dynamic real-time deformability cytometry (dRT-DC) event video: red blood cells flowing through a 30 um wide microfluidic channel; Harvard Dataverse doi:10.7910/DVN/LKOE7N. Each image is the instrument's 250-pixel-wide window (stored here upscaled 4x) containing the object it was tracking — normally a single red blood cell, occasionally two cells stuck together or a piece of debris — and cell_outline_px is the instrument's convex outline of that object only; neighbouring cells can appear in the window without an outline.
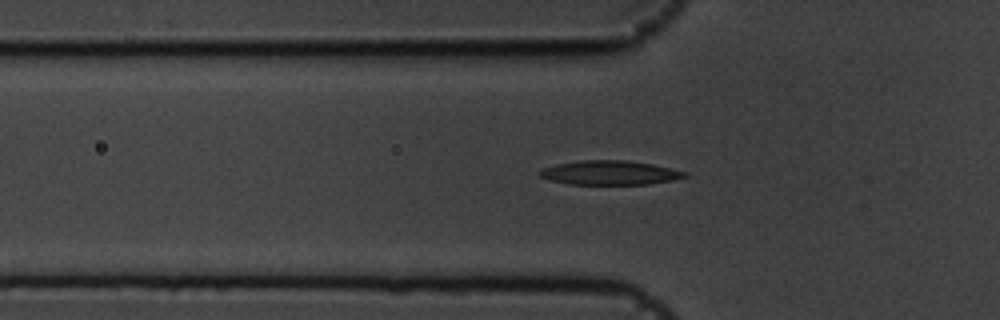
{"species": "common noctule bat (a hibernating species)", "species_latin": "Nyctalus noctula", "temperature_condition": "cold", "stored_images_in_passage": 51, "camera_frame_rate_fps": 3000, "um_per_image_px": 0.085, "animal": {"sex": "male", "body_mass_g": 19.5, "forearm_length_mm": 54.6}, "frame": {"image": 1, "passage_image": 19, "time_ms": 6.0, "image_size_px": [1000, 320], "cell_outline_px": [[688, 176], [672, 180], [648, 184], [572, 184], [548, 180], [540, 176], [536, 172], [540, 168], [556, 164], [580, 160], [628, 160], [652, 164], [688, 172]], "centroid_in_image_um": [51.79, 14.67], "position_along_channel_um": 74.0, "area_um2": 20.58}}
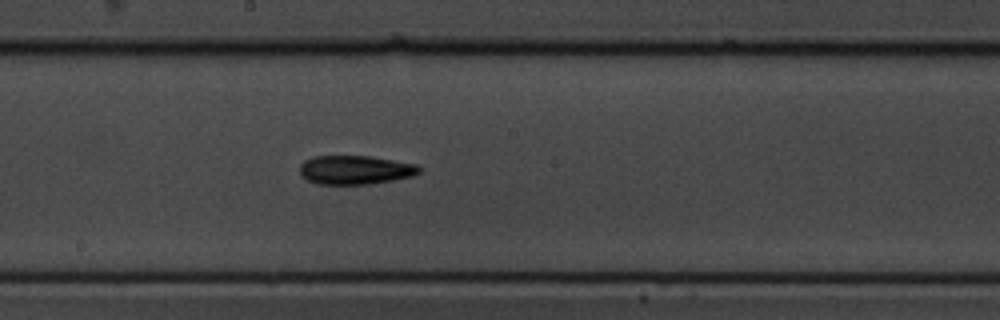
{"frame": {"image": 2, "passage_image": 31, "time_ms": 10.0, "image_size_px": [1000, 320], "cell_outline_px": [[420, 172], [412, 176], [392, 180], [368, 184], [316, 184], [308, 180], [300, 172], [300, 164], [304, 160], [316, 156], [368, 156], [416, 164], [420, 168]], "centroid_in_image_um": [30.17, 14.44], "position_along_channel_um": 218.0, "area_um2": 19.88}}
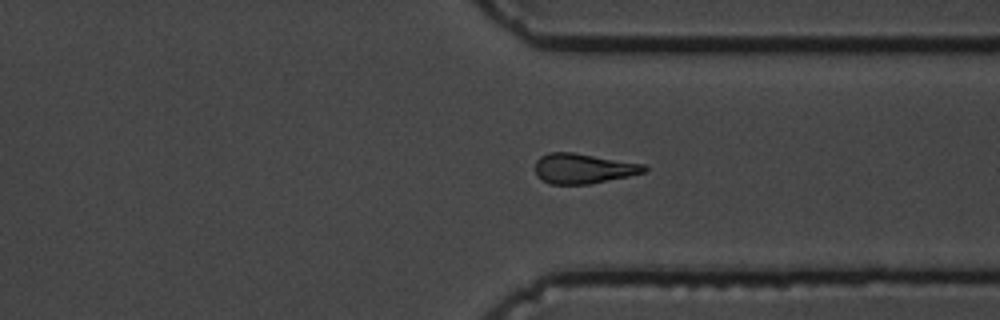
{"frame": {"image": 3, "passage_image": 43, "time_ms": 14.0, "image_size_px": [1000, 320], "cell_outline_px": [[648, 168], [644, 172], [628, 176], [588, 184], [552, 184], [536, 176], [536, 160], [540, 156], [548, 152], [572, 152], [644, 164]], "centroid_in_image_um": [49.55, 14.31], "position_along_channel_um": 361.8, "area_um2": 18.9}, "authors_computed_cell_mechanics": {"area_um2": 19.5364, "velocity_mm_per_s": 3.5898, "shape_relaxation_time_tau1_ms": 5.1885, "shape_relaxation_time_tau2_ms": 10.8885, "deformation_change_tau1": 0.1629, "deformation_change_tau2": 0.2287}}